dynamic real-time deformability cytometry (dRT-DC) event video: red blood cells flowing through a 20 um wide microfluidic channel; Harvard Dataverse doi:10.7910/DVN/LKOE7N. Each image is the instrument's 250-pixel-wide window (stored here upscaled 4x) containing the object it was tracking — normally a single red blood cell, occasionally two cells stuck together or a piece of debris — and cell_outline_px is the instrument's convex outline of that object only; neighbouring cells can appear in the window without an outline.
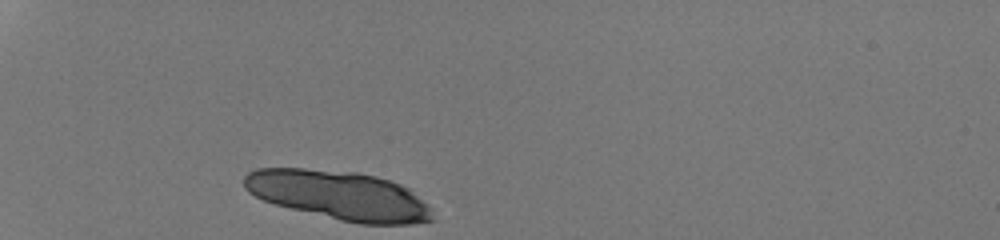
{"species": "human", "species_latin": "Homo sapiens", "temperature_condition": "room temperature", "stored_images_in_passage": 7, "camera_frame_rate_fps": 3000, "um_per_image_px": 0.085, "donor": {"sex": "male"}, "frame": {"image": 1, "passage_image": 1, "time_ms": 0.0, "image_size_px": [1000, 240], "cell_outline_px": [[436, 220], [412, 224], [360, 224], [340, 220], [276, 204], [264, 200], [248, 192], [244, 188], [244, 176], [248, 172], [256, 168], [304, 168], [356, 172], [376, 176], [400, 184], [408, 188], [428, 204], [432, 208]], "centroid_in_image_um": [28.86, 16.6], "position_along_channel_um": 56.1, "area_um2": 53.87}}